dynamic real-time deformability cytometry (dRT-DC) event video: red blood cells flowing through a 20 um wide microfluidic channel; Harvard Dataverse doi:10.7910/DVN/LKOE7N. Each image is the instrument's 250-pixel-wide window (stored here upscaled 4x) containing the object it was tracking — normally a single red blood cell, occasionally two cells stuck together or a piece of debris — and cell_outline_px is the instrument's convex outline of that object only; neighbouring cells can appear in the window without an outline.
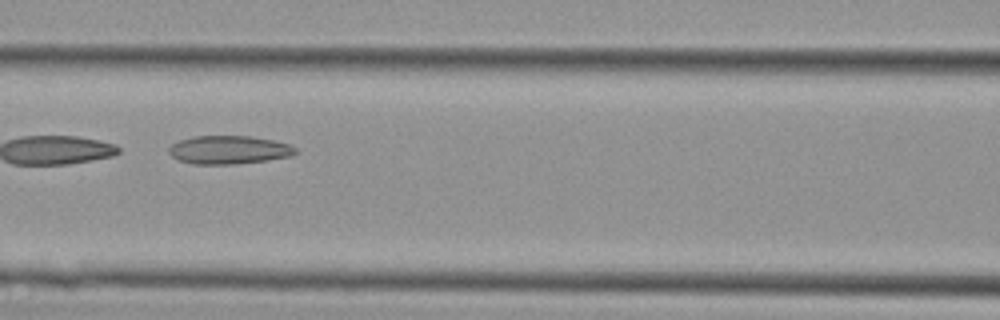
{"species": "Egyptian fruit bat (a non-hibernating species)", "species_latin": "Rousettus aegyptiacus", "temperature_condition": "cold", "stored_images_in_passage": 31, "camera_frame_rate_fps": 3000, "um_per_image_px": 0.085, "animal": {"sex": "female"}, "frame": {"image": 1, "passage_image": 12, "time_ms": 3.667, "image_size_px": [1000, 320], "cell_outline_px": [[300, 152], [292, 156], [268, 160], [236, 164], [192, 164], [176, 160], [168, 152], [168, 148], [172, 144], [180, 140], [192, 136], [248, 136], [272, 140], [288, 144], [296, 148]], "centroid_in_image_um": [19.45, 12.74], "position_along_channel_um": 147.2, "area_um2": 21.1}}
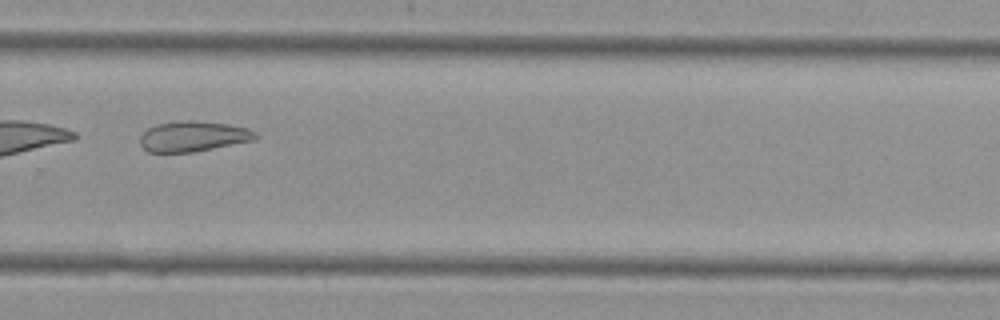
{"frame": {"image": 2, "passage_image": 23, "time_ms": 7.333, "image_size_px": [1000, 320], "cell_outline_px": [[260, 136], [256, 140], [192, 152], [148, 152], [140, 144], [140, 136], [148, 128], [156, 124], [184, 120], [196, 120], [228, 124], [248, 128], [256, 132]], "centroid_in_image_um": [16.45, 11.58], "position_along_channel_um": 313.3, "area_um2": 20.58}}